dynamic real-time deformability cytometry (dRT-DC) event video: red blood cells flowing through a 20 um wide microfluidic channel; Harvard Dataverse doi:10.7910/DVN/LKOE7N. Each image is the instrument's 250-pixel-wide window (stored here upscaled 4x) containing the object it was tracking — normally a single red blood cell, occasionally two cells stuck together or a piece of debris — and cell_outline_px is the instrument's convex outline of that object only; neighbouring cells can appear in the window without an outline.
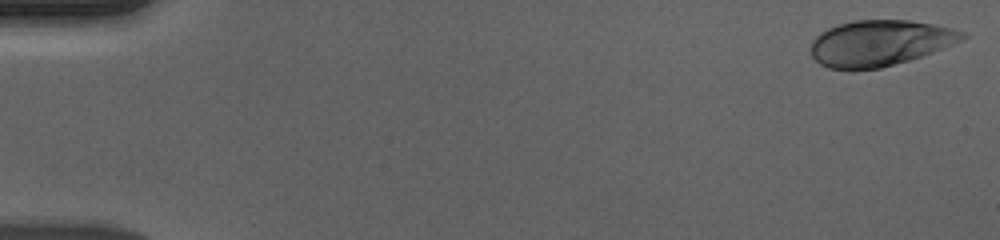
{"species": "human", "species_latin": "Homo sapiens", "temperature_condition": "cold", "stored_images_in_passage": 55, "camera_frame_rate_fps": 3000, "um_per_image_px": 0.085, "donor": {"sex": "male"}, "frame": {"image": 1, "passage_image": 1, "time_ms": 0.0, "image_size_px": [1000, 240], "cell_outline_px": [[968, 36], [952, 44], [932, 52], [908, 60], [880, 68], [828, 68], [820, 64], [812, 56], [808, 48], [812, 40], [820, 32], [828, 28], [840, 24], [856, 20], [908, 20], [932, 24], [952, 28], [964, 32]], "centroid_in_image_um": [74.74, 3.64], "position_along_channel_um": 10.3, "area_um2": 40.0}}
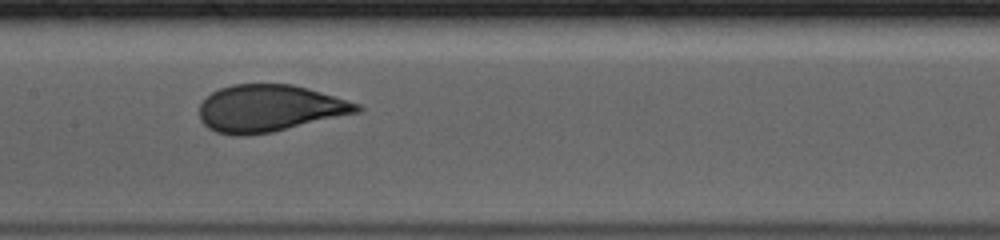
{"frame": {"image": 2, "passage_image": 28, "time_ms": 9.0, "image_size_px": [1000, 240], "cell_outline_px": [[364, 108], [360, 112], [272, 132], [244, 136], [232, 136], [216, 132], [208, 128], [200, 120], [200, 104], [212, 92], [220, 88], [232, 84], [292, 84], [308, 88], [360, 104]], "centroid_in_image_um": [22.9, 9.21], "position_along_channel_um": 184.5, "area_um2": 43.18}}
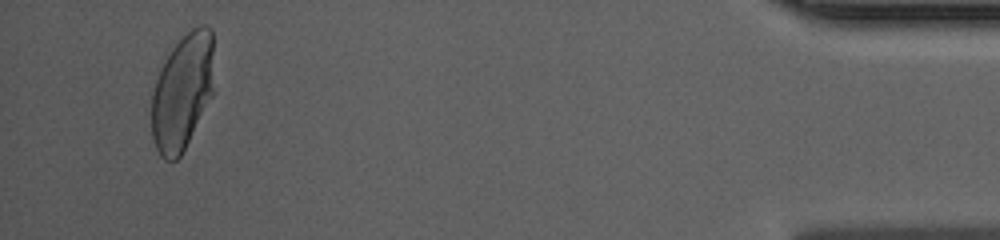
{"frame": {"image": 3, "passage_image": 53, "time_ms": 17.333, "image_size_px": [1000, 240], "cell_outline_px": [[216, 92], [180, 156], [176, 160], [164, 160], [160, 156], [156, 148], [152, 136], [152, 92], [160, 68], [172, 48], [192, 28], [200, 24], [208, 24], [212, 28]], "centroid_in_image_um": [15.57, 7.78], "position_along_channel_um": 419.6, "area_um2": 43.23}, "authors_computed_cell_mechanics": {"area_um2": 42.5986, "velocity_mm_per_s": 3.6579, "shape_relaxation_time_tau1_ms": 5.0169, "shape_relaxation_time_tau2_ms": null, "deformation_change_tau1": 0.1777, "deformation_change_tau2": null}}